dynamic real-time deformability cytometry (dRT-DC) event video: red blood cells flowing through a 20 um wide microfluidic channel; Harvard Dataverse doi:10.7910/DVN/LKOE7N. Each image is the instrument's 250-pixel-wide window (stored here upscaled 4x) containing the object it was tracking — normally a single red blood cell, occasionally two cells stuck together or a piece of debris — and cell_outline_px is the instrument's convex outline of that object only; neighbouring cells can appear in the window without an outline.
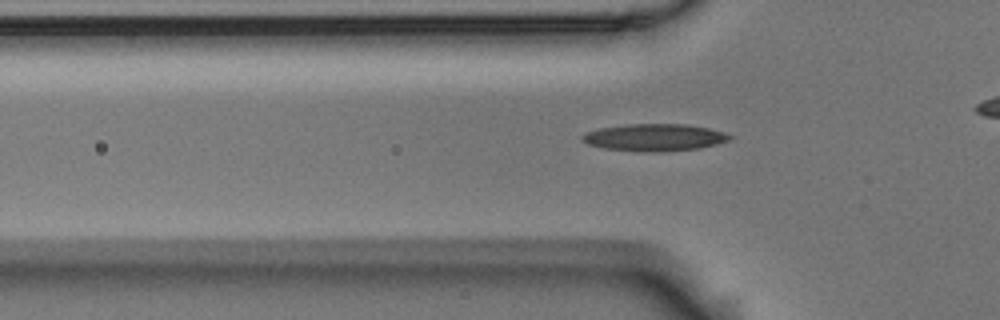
{"species": "Egyptian fruit bat (a non-hibernating species)", "species_latin": "Rousettus aegyptiacus", "temperature_condition": "room temperature", "stored_images_in_passage": 45, "camera_frame_rate_fps": 3000, "um_per_image_px": 0.085, "animal": {"sex": "male"}, "frame": {"image": 1, "passage_image": 17, "time_ms": 5.333, "image_size_px": [1000, 320], "cell_outline_px": [[736, 136], [732, 140], [700, 148], [656, 152], [640, 152], [604, 148], [588, 144], [580, 140], [580, 136], [584, 132], [600, 128], [624, 124], [684, 124], [708, 128], [724, 132]], "centroid_in_image_um": [55.63, 11.68], "position_along_channel_um": 70.2, "area_um2": 23.64}}
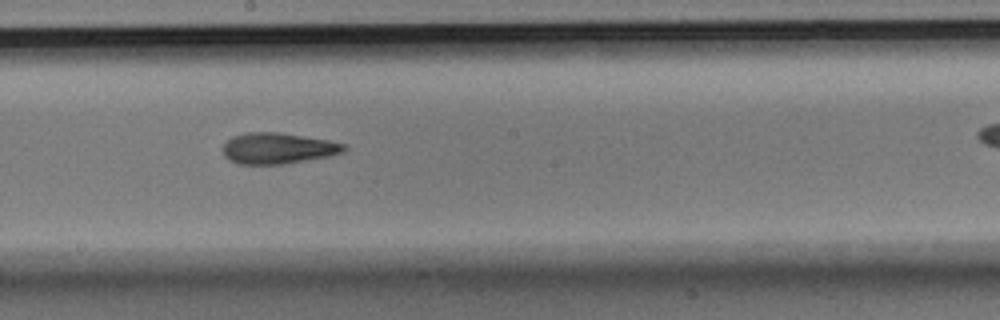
{"frame": {"image": 2, "passage_image": 30, "time_ms": 9.667, "image_size_px": [1000, 320], "cell_outline_px": [[344, 152], [328, 156], [280, 164], [240, 164], [228, 160], [224, 156], [224, 144], [232, 136], [244, 132], [280, 132], [328, 140], [344, 144]], "centroid_in_image_um": [23.57, 12.59], "position_along_channel_um": 224.6, "area_um2": 21.68}}
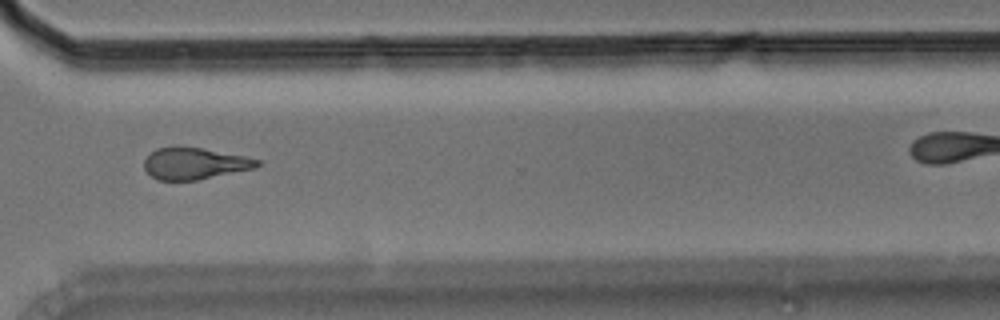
{"frame": {"image": 3, "passage_image": 41, "time_ms": 13.333, "image_size_px": [1000, 320], "cell_outline_px": [[260, 164], [256, 168], [196, 180], [156, 180], [144, 168], [144, 160], [156, 148], [200, 148], [244, 156], [260, 160]], "centroid_in_image_um": [16.55, 13.92], "position_along_channel_um": 354.0, "area_um2": 20.35}}